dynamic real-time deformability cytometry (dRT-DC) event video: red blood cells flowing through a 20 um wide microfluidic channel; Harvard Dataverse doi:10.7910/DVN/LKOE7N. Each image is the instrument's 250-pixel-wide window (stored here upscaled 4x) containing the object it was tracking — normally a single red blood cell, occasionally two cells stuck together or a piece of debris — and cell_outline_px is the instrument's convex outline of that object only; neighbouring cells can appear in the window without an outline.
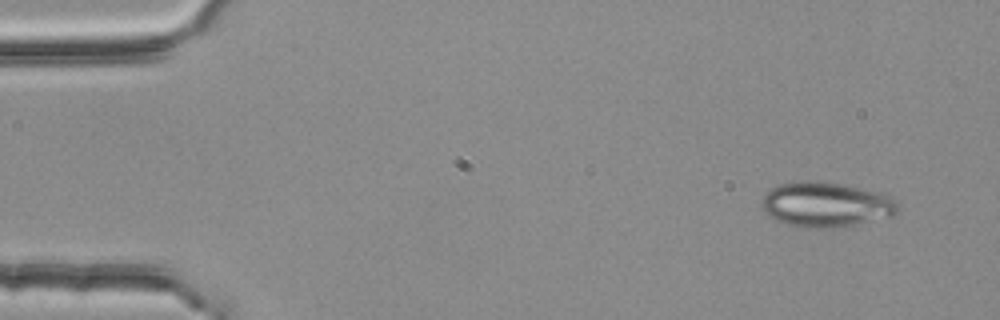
{"species": "common noctule bat (a hibernating species)", "species_latin": "Nyctalus noctula", "temperature_condition": "room temperature", "stored_images_in_passage": 4, "camera_frame_rate_fps": 3000, "um_per_image_px": 0.085, "animal": {"sex": "female", "body_mass_g": 25.1}, "frame": {"image": 1, "passage_image": 1, "time_ms": 0.0, "image_size_px": [1000, 320], "cell_outline_px": [[900, 212], [892, 216], [856, 224], [836, 228], [804, 228], [772, 220], [760, 208], [760, 200], [764, 192], [768, 188], [780, 184], [804, 180], [812, 180], [840, 184], [876, 192], [888, 196], [896, 200], [900, 204]], "centroid_in_image_um": [70.14, 17.4], "position_along_channel_um": 14.9, "area_um2": 36.24}}